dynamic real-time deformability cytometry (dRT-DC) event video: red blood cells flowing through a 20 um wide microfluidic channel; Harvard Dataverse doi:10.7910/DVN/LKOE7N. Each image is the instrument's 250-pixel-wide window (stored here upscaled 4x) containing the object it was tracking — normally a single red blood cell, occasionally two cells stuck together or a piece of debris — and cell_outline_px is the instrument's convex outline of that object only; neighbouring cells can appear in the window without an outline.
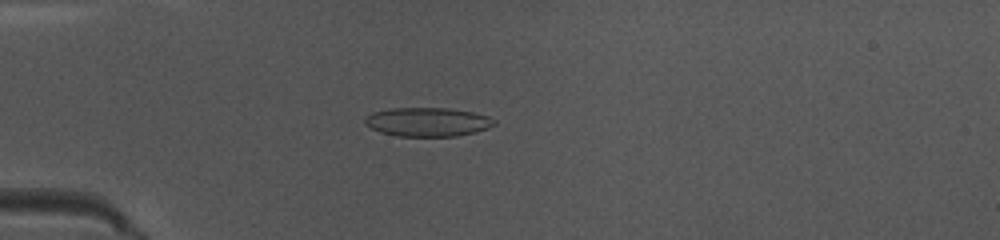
{"species": "common noctule bat (a hibernating species)", "species_latin": "Nyctalus noctula", "temperature_condition": "warm", "stored_images_in_passage": 47, "camera_frame_rate_fps": 3000, "um_per_image_px": 0.085, "animal": {"sex": "female", "body_mass_g": 10.0, "forearm_length_mm": 53.1}, "frame": {"image": 1, "passage_image": 12, "time_ms": 3.667, "image_size_px": [1000, 240], "cell_outline_px": [[496, 124], [488, 128], [476, 132], [456, 136], [396, 136], [380, 132], [364, 124], [364, 120], [372, 112], [388, 108], [448, 108], [472, 112], [488, 116], [496, 120]], "centroid_in_image_um": [36.35, 10.36], "position_along_channel_um": 48.7, "area_um2": 21.85}}
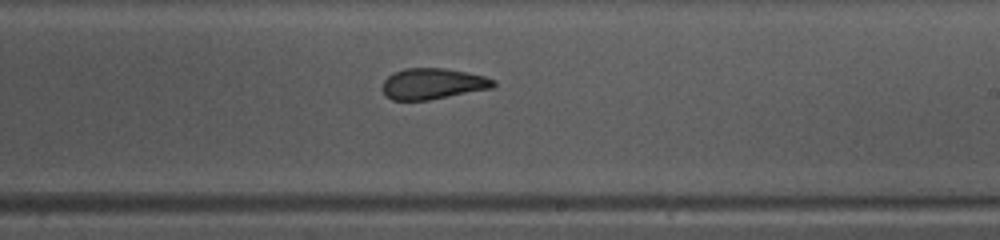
{"frame": {"image": 2, "passage_image": 28, "time_ms": 9.0, "image_size_px": [1000, 240], "cell_outline_px": [[496, 84], [492, 88], [428, 100], [392, 100], [380, 88], [384, 80], [392, 72], [404, 68], [444, 68], [484, 76], [496, 80]], "centroid_in_image_um": [36.76, 7.11], "position_along_channel_um": 252.2, "area_um2": 20.0}}
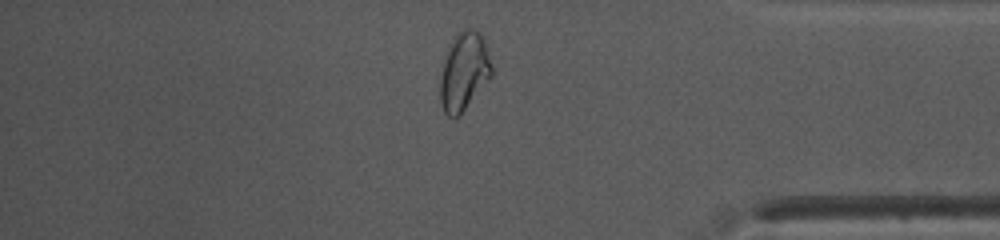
{"frame": {"image": 3, "passage_image": 40, "time_ms": 13.0, "image_size_px": [1000, 240], "cell_outline_px": [[492, 76], [460, 116], [448, 116], [444, 112], [440, 104], [440, 76], [448, 44], [456, 32], [468, 28], [476, 28], [480, 32], [484, 40], [492, 64]], "centroid_in_image_um": [39.44, 6.05], "position_along_channel_um": 395.8, "area_um2": 23.87}, "authors_computed_cell_mechanics": {"area_um2": 21.3282, "velocity_mm_per_s": 4.0752, "shape_relaxation_time_tau1_ms": 10.4549, "shape_relaxation_time_tau2_ms": 1.4198, "deformation_change_tau1": 0.2273, "deformation_change_tau2": 0.0696}}